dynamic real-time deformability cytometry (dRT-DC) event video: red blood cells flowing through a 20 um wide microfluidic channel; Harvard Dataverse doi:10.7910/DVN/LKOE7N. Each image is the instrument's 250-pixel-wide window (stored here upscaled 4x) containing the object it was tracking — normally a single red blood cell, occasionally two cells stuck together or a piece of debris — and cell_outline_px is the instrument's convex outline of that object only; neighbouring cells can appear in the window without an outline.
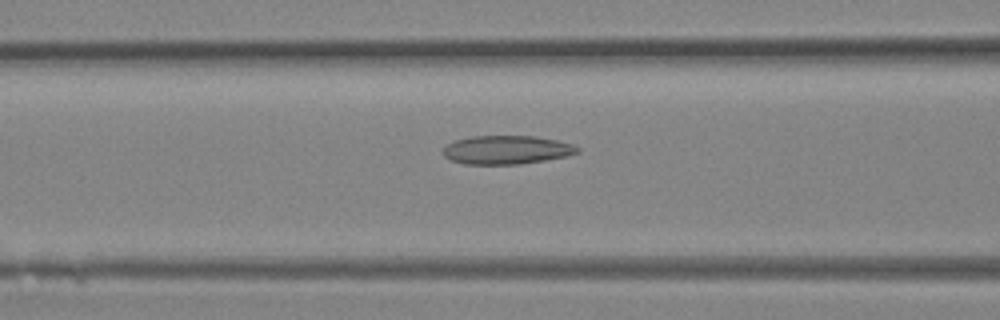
{"species": "Egyptian fruit bat (a non-hibernating species)", "species_latin": "Rousettus aegyptiacus", "temperature_condition": "room temperature", "stored_images_in_passage": 35, "camera_frame_rate_fps": 3000, "um_per_image_px": 0.085, "animal": {"sex": "female"}, "frame": {"image": 1, "passage_image": 14, "time_ms": 4.333, "image_size_px": [1000, 320], "cell_outline_px": [[580, 152], [568, 156], [520, 164], [464, 164], [452, 160], [444, 156], [444, 148], [448, 144], [456, 140], [472, 136], [536, 136], [556, 140], [572, 144], [580, 148]], "centroid_in_image_um": [43.1, 12.74], "position_along_channel_um": 123.5, "area_um2": 22.31}}
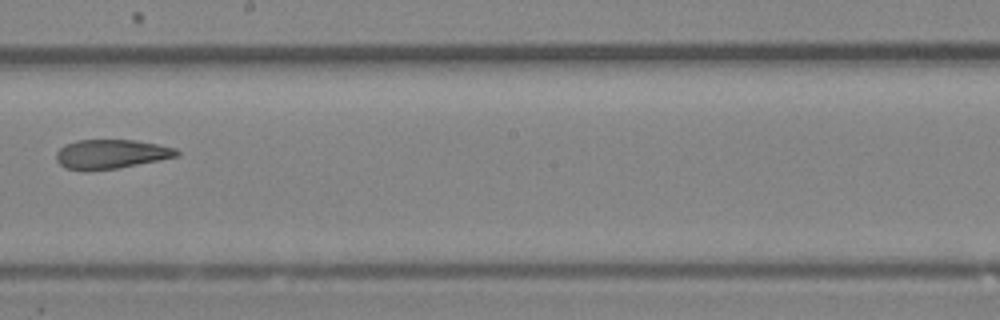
{"frame": {"image": 2, "passage_image": 20, "time_ms": 6.333, "image_size_px": [1000, 320], "cell_outline_px": [[180, 156], [160, 160], [116, 168], [84, 172], [64, 168], [56, 160], [56, 152], [64, 144], [76, 140], [136, 140], [176, 148], [180, 152]], "centroid_in_image_um": [9.41, 13.11], "position_along_channel_um": 238.8, "area_um2": 20.81}}
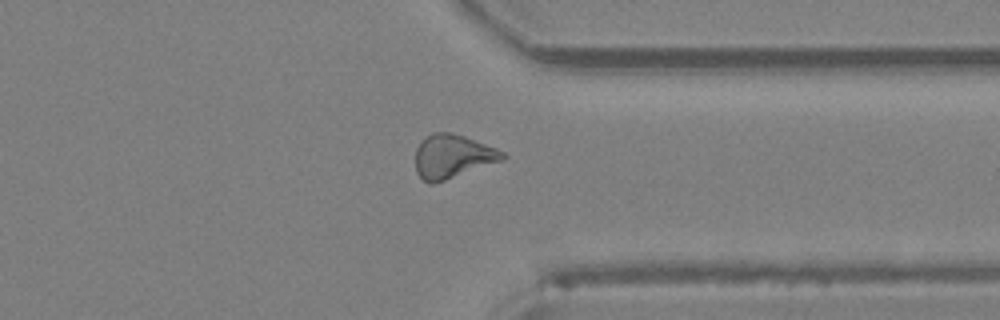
{"frame": {"image": 3, "passage_image": 27, "time_ms": 8.667, "image_size_px": [1000, 320], "cell_outline_px": [[508, 156], [504, 160], [432, 184], [428, 184], [416, 172], [416, 148], [420, 140], [432, 132], [448, 132], [464, 136], [496, 148], [504, 152]], "centroid_in_image_um": [38.46, 13.28], "position_along_channel_um": 372.9, "area_um2": 22.14}}